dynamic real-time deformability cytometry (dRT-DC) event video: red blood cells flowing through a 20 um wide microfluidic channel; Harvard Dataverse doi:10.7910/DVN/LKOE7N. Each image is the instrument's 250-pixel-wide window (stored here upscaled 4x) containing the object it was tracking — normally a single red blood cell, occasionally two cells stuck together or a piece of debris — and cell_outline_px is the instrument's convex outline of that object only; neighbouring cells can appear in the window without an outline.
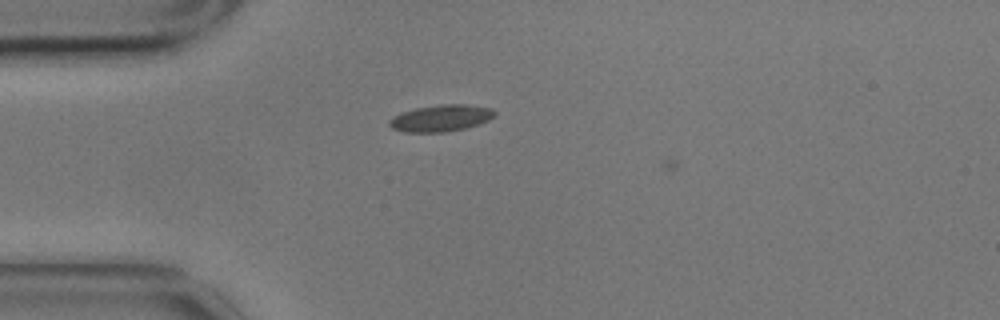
{"species": "common noctule bat (a hibernating species)", "species_latin": "Nyctalus noctula", "temperature_condition": "cold", "stored_images_in_passage": 2, "camera_frame_rate_fps": 3000, "um_per_image_px": 0.085, "animal": {"sex": "male", "body_mass_g": 17.9}, "frame": {"image": 1, "passage_image": 1, "time_ms": 0.0, "image_size_px": [1000, 320], "cell_outline_px": [[496, 116], [488, 120], [464, 128], [444, 132], [404, 132], [392, 128], [388, 124], [388, 120], [392, 116], [416, 108], [440, 104], [464, 104], [492, 108], [496, 112]], "centroid_in_image_um": [37.46, 10.03], "position_along_channel_um": 47.5, "area_um2": 16.3}}